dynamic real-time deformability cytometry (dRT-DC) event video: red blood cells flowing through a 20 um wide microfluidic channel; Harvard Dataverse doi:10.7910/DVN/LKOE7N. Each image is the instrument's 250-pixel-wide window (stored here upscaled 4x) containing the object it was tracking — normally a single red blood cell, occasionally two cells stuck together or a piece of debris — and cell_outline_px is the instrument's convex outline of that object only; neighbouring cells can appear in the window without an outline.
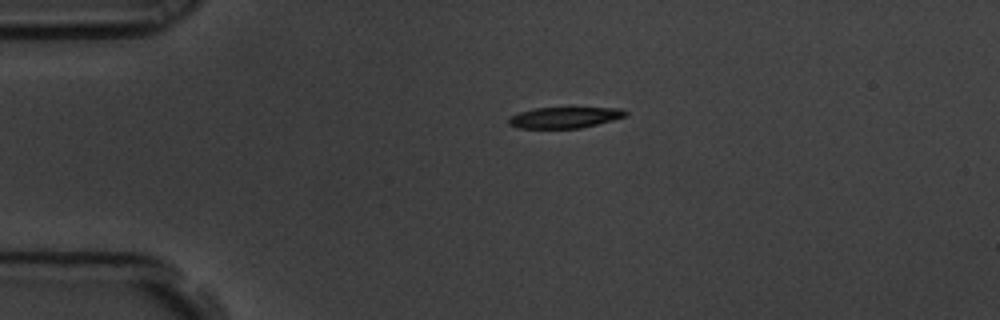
{"species": "common noctule bat (a hibernating species)", "species_latin": "Nyctalus noctula", "temperature_condition": "room temperature", "stored_images_in_passage": 12, "camera_frame_rate_fps": 3000, "um_per_image_px": 0.085, "animal": {"sex": "male", "body_mass_g": 19.5, "forearm_length_mm": 54.6}, "frame": {"image": 1, "passage_image": 1, "time_ms": 0.0, "image_size_px": [1000, 320], "cell_outline_px": [[628, 112], [624, 116], [612, 120], [580, 128], [516, 128], [508, 124], [508, 120], [512, 116], [520, 112], [536, 108], [620, 108]], "centroid_in_image_um": [47.96, 9.99], "position_along_channel_um": 37.0, "area_um2": 14.05}}
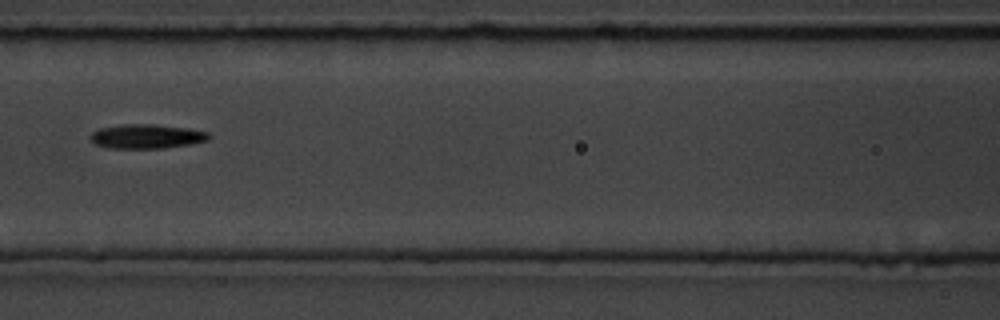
{"frame": {"image": 2, "passage_image": 4, "time_ms": 1.0, "image_size_px": [1000, 320], "cell_outline_px": [[212, 136], [208, 140], [188, 144], [160, 148], [108, 148], [96, 144], [88, 136], [92, 132], [100, 128], [120, 124], [152, 124], [188, 128], [208, 132]], "centroid_in_image_um": [12.44, 11.58], "position_along_channel_um": 154.2, "area_um2": 16.7}}
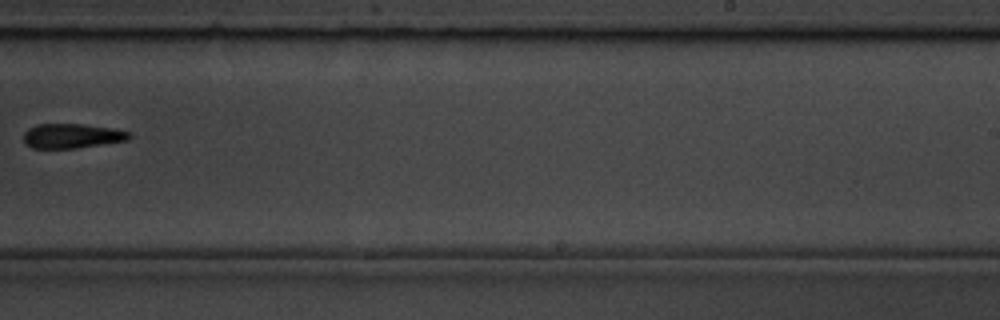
{"frame": {"image": 3, "passage_image": 7, "time_ms": 2.0, "image_size_px": [1000, 320], "cell_outline_px": [[132, 136], [128, 140], [76, 148], [32, 148], [24, 140], [24, 132], [28, 128], [36, 124], [84, 124], [112, 128], [128, 132]], "centroid_in_image_um": [6.11, 11.54], "position_along_channel_um": 282.9, "area_um2": 15.03}}